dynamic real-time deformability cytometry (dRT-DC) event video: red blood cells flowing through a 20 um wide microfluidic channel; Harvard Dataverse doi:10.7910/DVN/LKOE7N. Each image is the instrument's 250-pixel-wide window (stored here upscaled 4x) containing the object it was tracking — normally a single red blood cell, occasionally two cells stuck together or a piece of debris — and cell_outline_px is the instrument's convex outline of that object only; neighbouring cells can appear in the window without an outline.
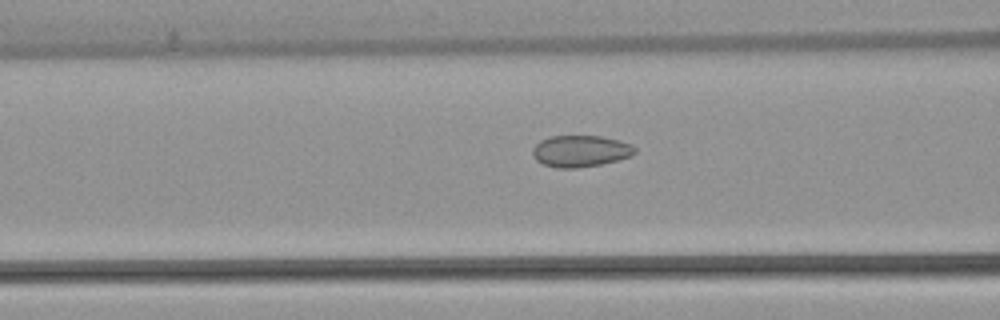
{"species": "common noctule bat (a hibernating species)", "species_latin": "Nyctalus noctula", "temperature_condition": "warm", "stored_images_in_passage": 23, "camera_frame_rate_fps": 3000, "um_per_image_px": 0.085, "animal": {"sex": "female", "body_mass_g": 22.7, "forearm_length_mm": 54.2}, "frame": {"image": 1, "passage_image": 11, "time_ms": 3.333, "image_size_px": [1000, 320], "cell_outline_px": [[636, 152], [632, 156], [600, 164], [576, 168], [556, 168], [544, 164], [536, 160], [532, 156], [532, 148], [540, 140], [548, 136], [600, 136], [620, 140], [632, 144], [636, 148]], "centroid_in_image_um": [49.33, 12.83], "position_along_channel_um": 117.3, "area_um2": 18.96}}
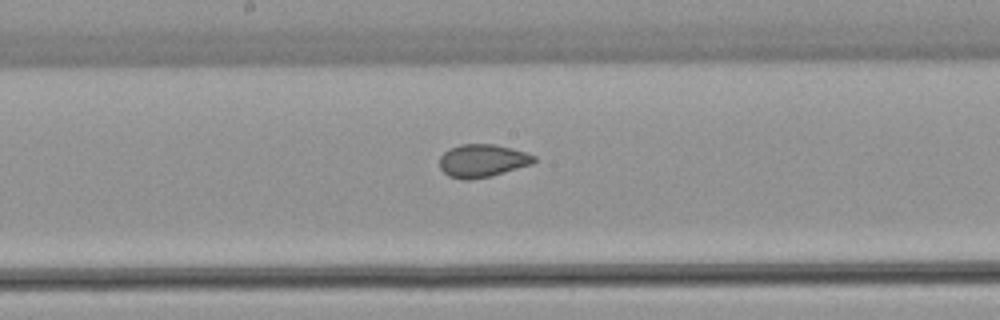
{"frame": {"image": 2, "passage_image": 18, "time_ms": 5.667, "image_size_px": [1000, 320], "cell_outline_px": [[536, 160], [532, 164], [492, 176], [472, 180], [460, 180], [448, 176], [440, 168], [440, 156], [448, 148], [460, 144], [496, 144], [512, 148], [536, 156]], "centroid_in_image_um": [40.98, 13.67], "position_along_channel_um": 207.2, "area_um2": 18.38}}
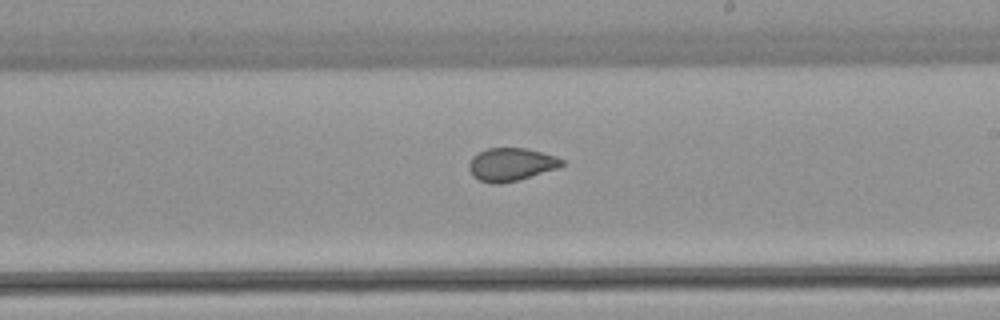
{"frame": {"image": 3, "passage_image": 21, "time_ms": 6.667, "image_size_px": [1000, 320], "cell_outline_px": [[564, 164], [556, 168], [516, 180], [500, 184], [492, 184], [480, 180], [472, 176], [468, 168], [468, 164], [472, 156], [488, 148], [528, 148], [556, 156], [564, 160]], "centroid_in_image_um": [43.41, 13.97], "position_along_channel_um": 245.6, "area_um2": 17.74}}